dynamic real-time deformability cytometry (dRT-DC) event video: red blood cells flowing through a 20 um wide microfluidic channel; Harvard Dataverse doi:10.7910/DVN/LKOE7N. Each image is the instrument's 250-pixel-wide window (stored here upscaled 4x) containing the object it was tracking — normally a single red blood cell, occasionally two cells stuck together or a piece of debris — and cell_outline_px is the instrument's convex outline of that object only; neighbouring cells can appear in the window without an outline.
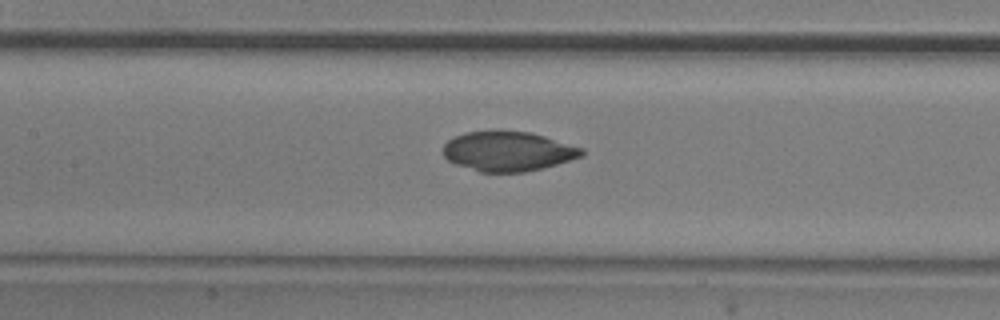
{"species": "common noctule bat (a hibernating species)", "species_latin": "Nyctalus noctula", "temperature_condition": "room temperature", "stored_images_in_passage": 46, "camera_frame_rate_fps": 3000, "um_per_image_px": 0.085, "animal": {"sex": "male", "body_mass_g": 20.5, "forearm_length_mm": 52.5}, "frame": {"image": 1, "passage_image": 24, "time_ms": 7.667, "image_size_px": [1000, 320], "cell_outline_px": [[584, 156], [544, 168], [524, 172], [480, 172], [456, 164], [448, 160], [444, 156], [444, 144], [452, 136], [464, 132], [492, 128], [496, 128], [528, 132], [544, 136], [584, 148]], "centroid_in_image_um": [43.16, 12.82], "position_along_channel_um": 164.2, "area_um2": 32.83}}
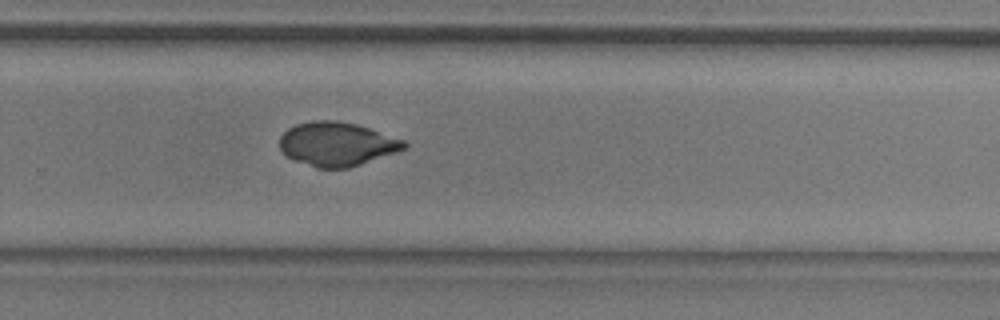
{"frame": {"image": 2, "passage_image": 35, "time_ms": 11.333, "image_size_px": [1000, 320], "cell_outline_px": [[408, 148], [348, 168], [316, 168], [296, 160], [288, 156], [280, 148], [280, 136], [288, 128], [296, 124], [312, 120], [336, 120], [356, 124], [404, 140], [408, 144]], "centroid_in_image_um": [28.64, 12.23], "position_along_channel_um": 301.2, "area_um2": 31.62}}
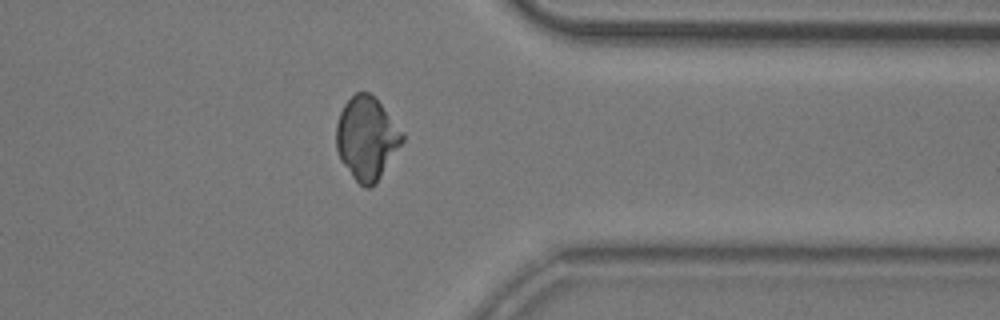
{"frame": {"image": 3, "passage_image": 42, "time_ms": 13.667, "image_size_px": [1000, 320], "cell_outline_px": [[404, 140], [376, 184], [372, 188], [364, 188], [352, 176], [340, 160], [336, 148], [336, 124], [340, 112], [344, 104], [356, 92], [368, 92], [376, 96], [404, 132]], "centroid_in_image_um": [31.18, 11.74], "position_along_channel_um": 380.2, "area_um2": 32.31}}